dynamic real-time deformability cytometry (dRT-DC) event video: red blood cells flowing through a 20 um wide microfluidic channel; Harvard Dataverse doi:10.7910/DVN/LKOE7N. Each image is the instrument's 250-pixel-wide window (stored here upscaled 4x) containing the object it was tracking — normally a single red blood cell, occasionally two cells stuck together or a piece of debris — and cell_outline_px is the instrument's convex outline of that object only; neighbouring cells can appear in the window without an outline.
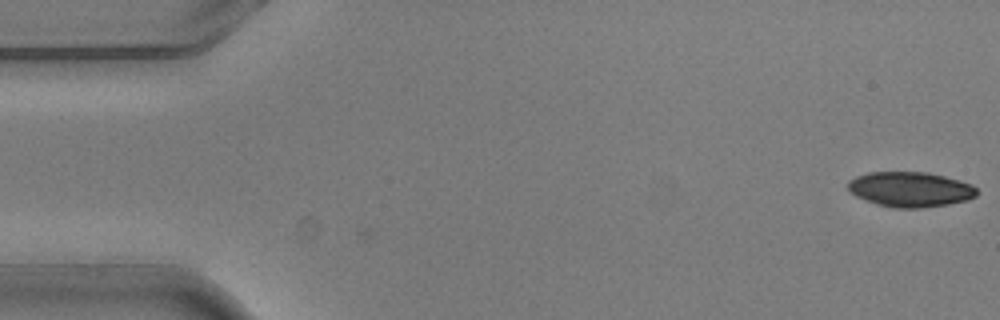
{"species": "common noctule bat (a hibernating species)", "species_latin": "Nyctalus noctula", "temperature_condition": "warm", "stored_images_in_passage": 5, "camera_frame_rate_fps": 3000, "um_per_image_px": 0.085, "animal": {"sex": "male", "body_mass_g": 20.5, "forearm_length_mm": 52.5}, "frame": {"image": 1, "passage_image": 1, "time_ms": 0.0, "image_size_px": [1000, 320], "cell_outline_px": [[980, 192], [976, 196], [968, 200], [948, 204], [920, 208], [892, 208], [876, 204], [856, 196], [848, 192], [848, 180], [856, 176], [868, 172], [928, 172], [960, 180], [972, 184]], "centroid_in_image_um": [77.38, 16.09], "position_along_channel_um": 7.6, "area_um2": 26.65}}